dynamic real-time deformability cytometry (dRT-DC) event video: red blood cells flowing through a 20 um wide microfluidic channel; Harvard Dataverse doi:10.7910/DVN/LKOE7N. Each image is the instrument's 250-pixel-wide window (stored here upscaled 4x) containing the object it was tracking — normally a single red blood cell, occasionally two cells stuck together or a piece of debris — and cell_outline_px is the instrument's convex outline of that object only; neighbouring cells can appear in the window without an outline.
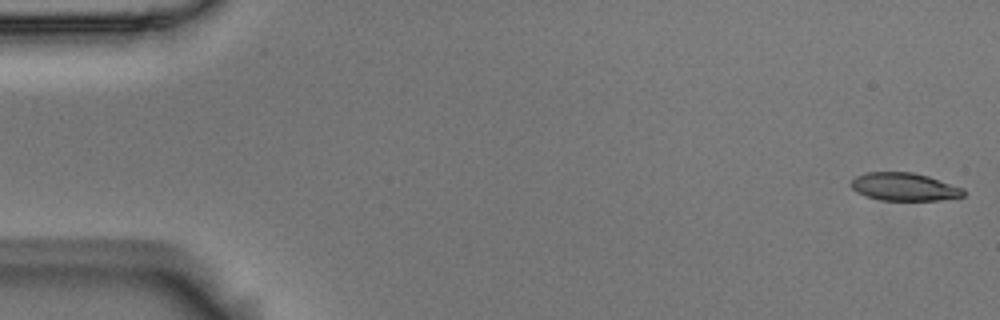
{"species": "Egyptian fruit bat (a non-hibernating species)", "species_latin": "Rousettus aegyptiacus", "temperature_condition": "room temperature", "stored_images_in_passage": 4, "camera_frame_rate_fps": 3000, "um_per_image_px": 0.085, "animal": {"sex": "male"}, "frame": {"image": 1, "passage_image": 1, "time_ms": 0.0, "image_size_px": [1000, 320], "cell_outline_px": [[964, 196], [940, 200], [880, 200], [856, 192], [852, 188], [852, 180], [856, 176], [864, 172], [912, 172], [928, 176], [964, 188]], "centroid_in_image_um": [76.87, 15.87], "position_along_channel_um": 8.1, "area_um2": 18.21}}
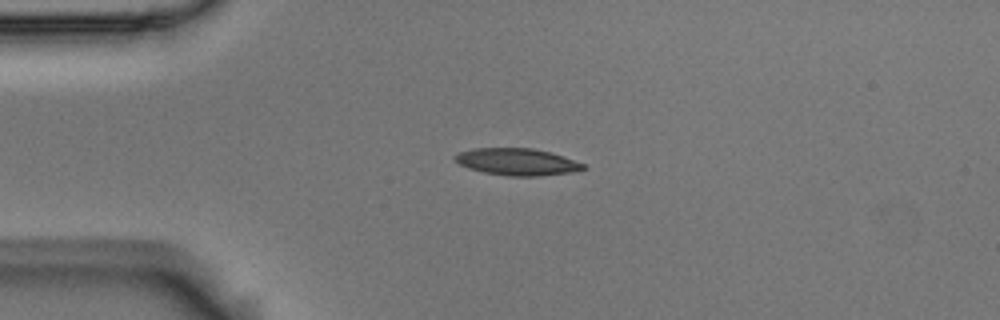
{"frame": {"image": 2, "passage_image": 4, "time_ms": 1.0, "image_size_px": [1000, 320], "cell_outline_px": [[588, 168], [572, 172], [540, 176], [508, 176], [484, 172], [468, 168], [460, 164], [452, 156], [460, 152], [476, 148], [532, 148], [548, 152], [584, 164]], "centroid_in_image_um": [43.93, 13.76], "position_along_channel_um": 41.1, "area_um2": 19.88}}